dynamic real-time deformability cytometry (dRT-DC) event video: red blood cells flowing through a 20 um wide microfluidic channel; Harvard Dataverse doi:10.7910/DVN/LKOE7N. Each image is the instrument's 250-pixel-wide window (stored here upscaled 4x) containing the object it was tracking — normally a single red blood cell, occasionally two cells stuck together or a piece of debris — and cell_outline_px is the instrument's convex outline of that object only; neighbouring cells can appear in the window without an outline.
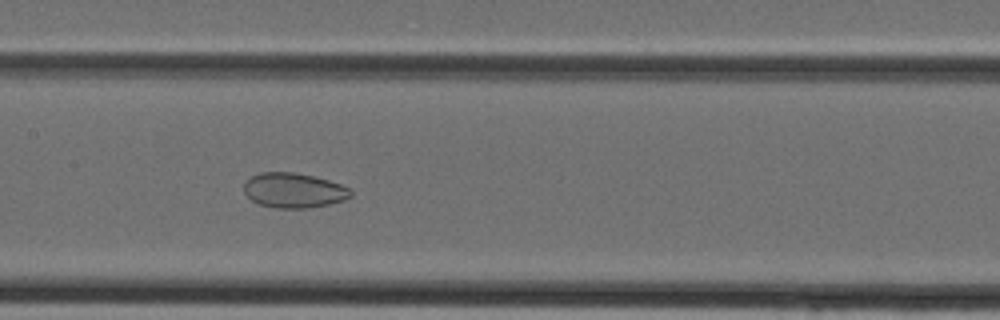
{"species": "Egyptian fruit bat (a non-hibernating species)", "species_latin": "Rousettus aegyptiacus", "temperature_condition": "cold", "stored_images_in_passage": 40, "camera_frame_rate_fps": 3000, "um_per_image_px": 0.085, "animal": {"sex": "female"}, "frame": {"image": 1, "passage_image": 20, "time_ms": 6.333, "image_size_px": [1000, 320], "cell_outline_px": [[352, 196], [344, 200], [328, 204], [304, 208], [276, 208], [260, 204], [252, 200], [244, 192], [244, 184], [252, 176], [260, 172], [292, 172], [312, 176], [328, 180], [340, 184], [348, 188], [352, 192]], "centroid_in_image_um": [24.97, 16.18], "position_along_channel_um": 182.4, "area_um2": 21.44}}
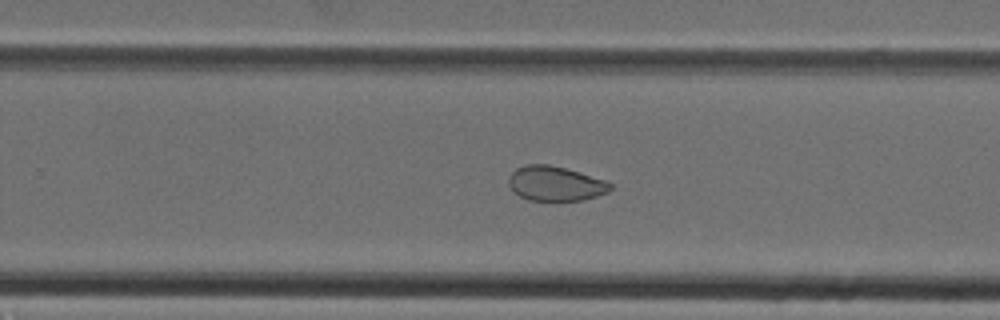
{"frame": {"image": 2, "passage_image": 26, "time_ms": 8.333, "image_size_px": [1000, 320], "cell_outline_px": [[612, 188], [608, 192], [584, 200], [556, 204], [528, 200], [520, 196], [508, 184], [508, 176], [516, 168], [524, 164], [548, 164], [580, 172], [604, 180], [612, 184]], "centroid_in_image_um": [47.2, 15.65], "position_along_channel_um": 282.6, "area_um2": 21.27}}
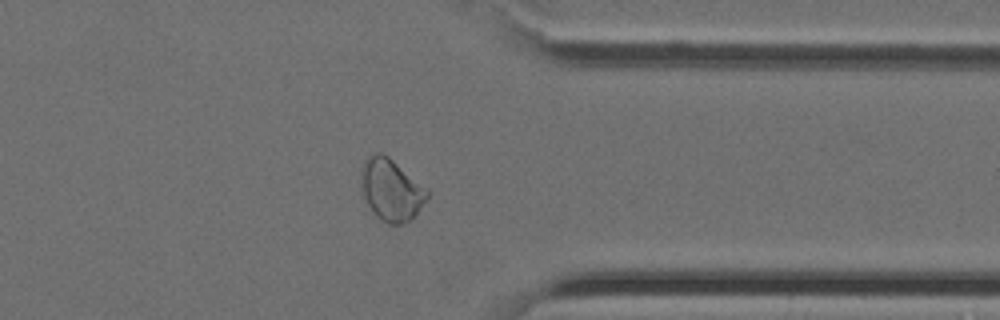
{"frame": {"image": 3, "passage_image": 32, "time_ms": 10.333, "image_size_px": [1000, 320], "cell_outline_px": [[428, 196], [416, 212], [408, 220], [400, 224], [388, 224], [380, 220], [372, 212], [364, 196], [360, 184], [364, 164], [376, 152], [380, 152], [388, 156], [428, 188]], "centroid_in_image_um": [33.26, 16.14], "position_along_channel_um": 378.1, "area_um2": 23.29}}